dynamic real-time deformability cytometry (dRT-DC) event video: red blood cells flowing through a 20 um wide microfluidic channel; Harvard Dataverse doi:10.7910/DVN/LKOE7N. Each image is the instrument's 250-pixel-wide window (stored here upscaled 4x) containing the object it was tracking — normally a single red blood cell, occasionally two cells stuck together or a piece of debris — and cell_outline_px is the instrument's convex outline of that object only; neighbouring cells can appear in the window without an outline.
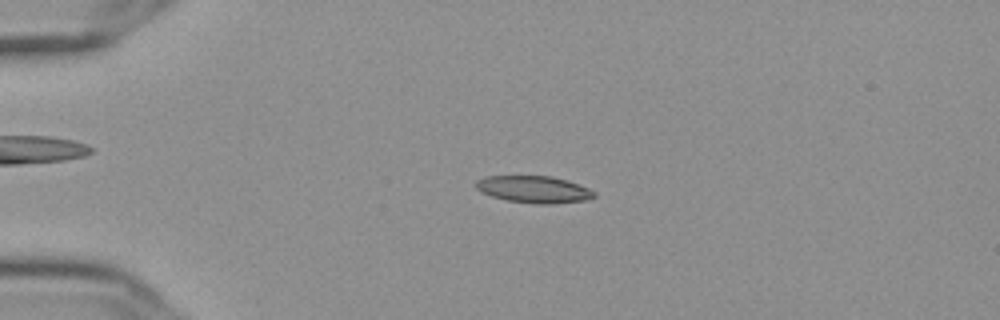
{"species": "Egyptian fruit bat (a non-hibernating species)", "species_latin": "Rousettus aegyptiacus", "temperature_condition": "cold", "stored_images_in_passage": 56, "camera_frame_rate_fps": 3000, "um_per_image_px": 0.085, "frame": {"image": 1, "passage_image": 13, "time_ms": 4.0, "image_size_px": [1000, 320], "cell_outline_px": [[596, 196], [584, 200], [552, 204], [536, 204], [504, 200], [480, 192], [476, 188], [476, 180], [484, 176], [552, 176], [568, 180], [588, 188], [596, 192]], "centroid_in_image_um": [45.36, 16.09], "position_along_channel_um": 39.6, "area_um2": 18.73}}
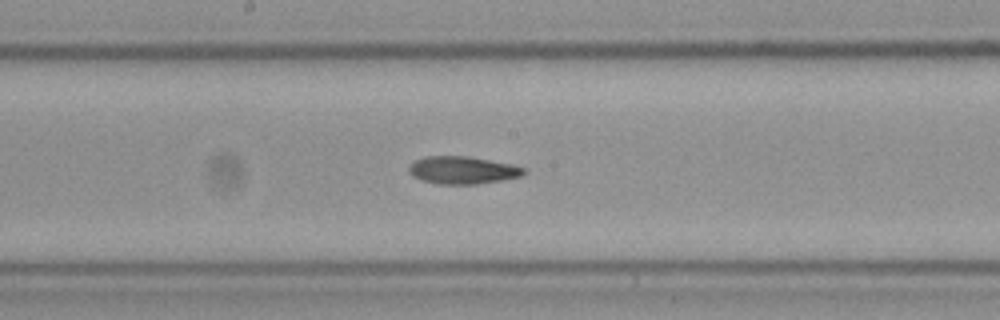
{"frame": {"image": 2, "passage_image": 30, "time_ms": 9.667, "image_size_px": [1000, 320], "cell_outline_px": [[524, 172], [520, 176], [500, 180], [476, 184], [436, 184], [420, 180], [412, 176], [408, 172], [408, 168], [416, 160], [424, 156], [464, 156], [512, 164], [524, 168]], "centroid_in_image_um": [39.25, 14.47], "position_along_channel_um": 209.0, "area_um2": 18.26}}
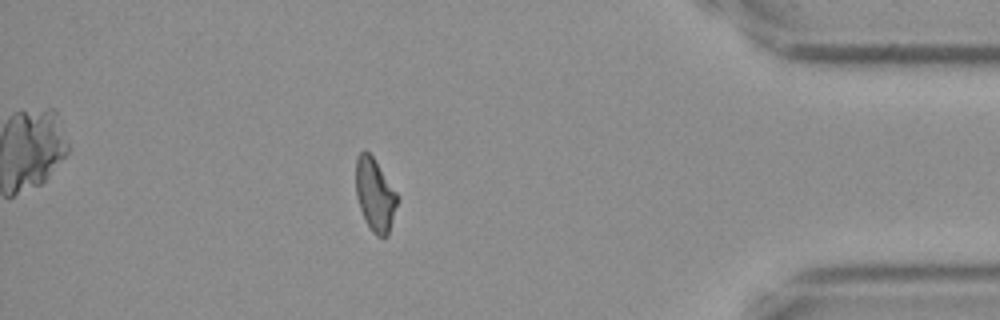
{"frame": {"image": 3, "passage_image": 49, "time_ms": 16.0, "image_size_px": [1000, 320], "cell_outline_px": [[396, 204], [388, 236], [376, 236], [372, 232], [360, 208], [356, 196], [356, 156], [364, 148], [372, 156], [396, 192]], "centroid_in_image_um": [31.84, 16.53], "position_along_channel_um": 403.4, "area_um2": 17.11}, "authors_computed_cell_mechanics": {"area_um2": 18.3515, "velocity_mm_per_s": 3.6438, "shape_relaxation_time_tau1_ms": null, "shape_relaxation_time_tau2_ms": 5.1411, "deformation_change_tau1": null, "deformation_change_tau2": 0.1299}}